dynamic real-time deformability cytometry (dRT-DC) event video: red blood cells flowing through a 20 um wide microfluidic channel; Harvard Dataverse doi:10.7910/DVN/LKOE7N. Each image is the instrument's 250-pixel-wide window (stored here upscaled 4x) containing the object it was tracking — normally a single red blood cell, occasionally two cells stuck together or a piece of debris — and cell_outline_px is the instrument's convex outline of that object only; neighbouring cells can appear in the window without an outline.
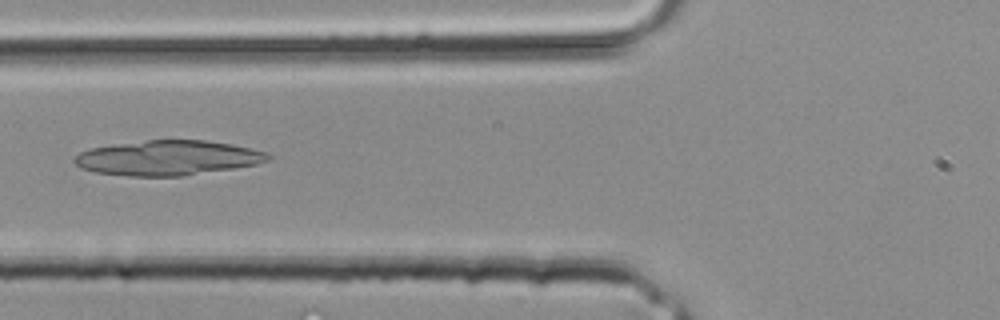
{"species": "common noctule bat (a hibernating species)", "species_latin": "Nyctalus noctula", "temperature_condition": "room temperature", "stored_images_in_passage": 30, "segment_of_instrument_passage": [1, 2], "camera_frame_rate_fps": 3000, "um_per_image_px": 0.085, "animal": {"sex": "male", "body_mass_g": 20.4}, "frame": {"image": 1, "passage_image": 13, "time_ms": 4.0, "image_size_px": [1000, 320], "cell_outline_px": [[272, 156], [268, 160], [260, 164], [180, 176], [128, 176], [96, 172], [80, 168], [72, 160], [80, 152], [88, 148], [148, 140], [204, 140], [232, 144], [252, 148], [268, 152]], "centroid_in_image_um": [14.28, 13.42], "position_along_channel_um": 111.5, "area_um2": 39.3}}
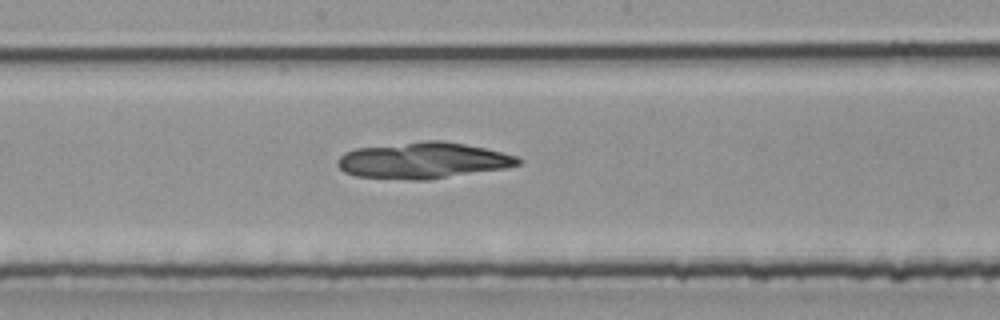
{"frame": {"image": 2, "passage_image": 18, "time_ms": 5.667, "image_size_px": [1000, 320], "cell_outline_px": [[524, 160], [520, 164], [508, 168], [428, 180], [412, 180], [356, 176], [344, 172], [336, 164], [336, 160], [344, 152], [356, 148], [424, 140], [444, 140], [484, 148], [516, 156]], "centroid_in_image_um": [35.96, 13.64], "position_along_channel_um": 212.2, "area_um2": 38.38}}
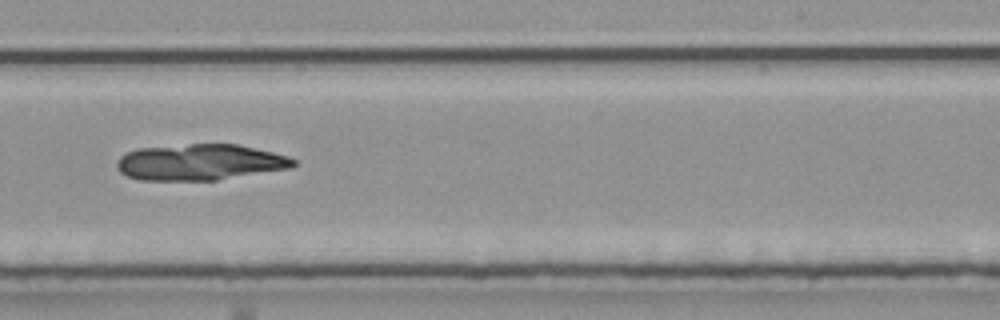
{"frame": {"image": 3, "passage_image": 21, "time_ms": 6.667, "image_size_px": [1000, 320], "cell_outline_px": [[300, 164], [292, 168], [216, 180], [140, 180], [128, 176], [120, 172], [116, 164], [120, 156], [128, 152], [140, 148], [192, 144], [236, 144], [272, 152], [288, 156], [296, 160]], "centroid_in_image_um": [17.05, 13.79], "position_along_channel_um": 272.0, "area_um2": 37.05}}